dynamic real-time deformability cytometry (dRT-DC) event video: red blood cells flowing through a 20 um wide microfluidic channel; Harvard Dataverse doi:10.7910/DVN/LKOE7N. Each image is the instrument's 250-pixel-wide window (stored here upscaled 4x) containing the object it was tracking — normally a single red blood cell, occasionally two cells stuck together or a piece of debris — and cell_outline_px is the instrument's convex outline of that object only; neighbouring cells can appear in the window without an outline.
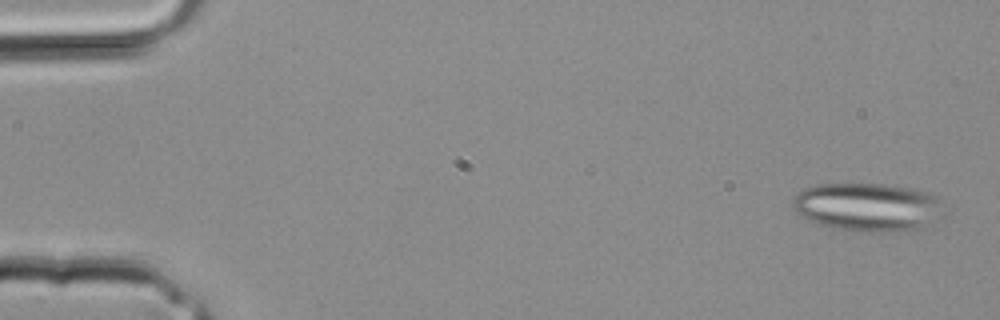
{"species": "common noctule bat (a hibernating species)", "species_latin": "Nyctalus noctula", "temperature_condition": "room temperature", "stored_images_in_passage": 35, "segment_of_instrument_passage": [1, 2], "camera_frame_rate_fps": 3000, "um_per_image_px": 0.085, "animal": {"sex": "male", "body_mass_g": 20.4}, "frame": {"image": 1, "passage_image": 2, "time_ms": 0.333, "image_size_px": [1000, 320], "cell_outline_px": [[936, 200], [924, 228], [896, 232], [868, 232], [832, 228], [820, 224], [800, 216], [792, 208], [792, 200], [804, 188], [816, 184], [884, 184], [908, 188], [924, 192], [936, 196]], "centroid_in_image_um": [73.52, 17.6], "position_along_channel_um": 11.5, "area_um2": 41.1}}